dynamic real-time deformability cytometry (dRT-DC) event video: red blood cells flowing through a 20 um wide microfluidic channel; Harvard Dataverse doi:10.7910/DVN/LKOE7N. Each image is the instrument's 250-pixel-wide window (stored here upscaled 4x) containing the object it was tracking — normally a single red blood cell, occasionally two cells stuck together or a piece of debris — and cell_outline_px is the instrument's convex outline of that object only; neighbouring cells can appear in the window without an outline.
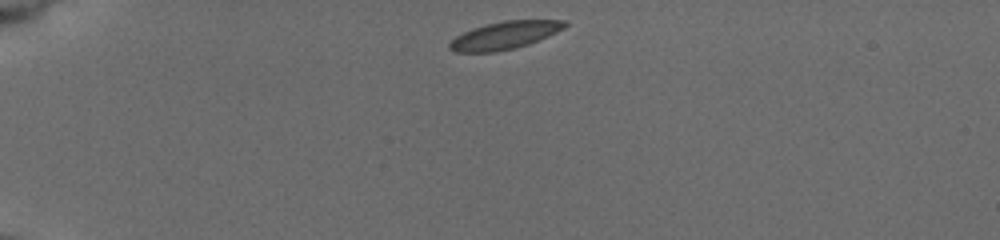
{"species": "common noctule bat (a hibernating species)", "species_latin": "Nyctalus noctula", "temperature_condition": "cold", "stored_images_in_passage": 5, "camera_frame_rate_fps": 3000, "um_per_image_px": 0.085, "animal": {"sex": "female", "body_mass_g": 19.5, "forearm_length_mm": 54.1}, "frame": {"image": 1, "passage_image": 1, "time_ms": 0.0, "image_size_px": [1000, 240], "cell_outline_px": [[568, 24], [564, 28], [548, 36], [528, 44], [516, 48], [496, 52], [452, 52], [448, 48], [448, 44], [456, 36], [472, 28], [504, 20], [568, 20]], "centroid_in_image_um": [42.89, 3.01], "position_along_channel_um": 42.1, "area_um2": 18.61}}
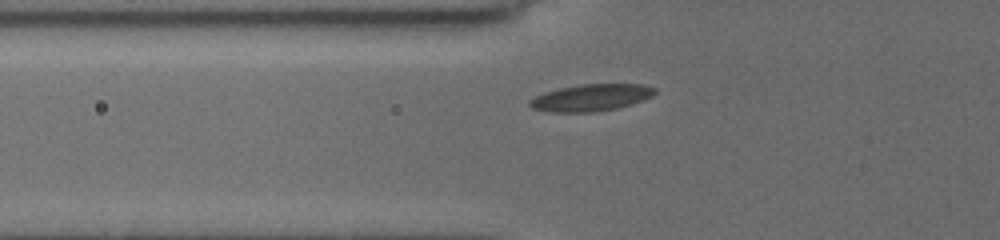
{"frame": {"image": 2, "passage_image": 4, "time_ms": 2.333, "image_size_px": [1000, 240], "cell_outline_px": [[656, 92], [652, 96], [632, 104], [616, 108], [592, 112], [548, 112], [532, 108], [528, 104], [528, 100], [544, 92], [560, 88], [580, 84], [644, 84], [656, 88]], "centroid_in_image_um": [50.23, 8.29], "position_along_channel_um": 75.6, "area_um2": 19.65}}